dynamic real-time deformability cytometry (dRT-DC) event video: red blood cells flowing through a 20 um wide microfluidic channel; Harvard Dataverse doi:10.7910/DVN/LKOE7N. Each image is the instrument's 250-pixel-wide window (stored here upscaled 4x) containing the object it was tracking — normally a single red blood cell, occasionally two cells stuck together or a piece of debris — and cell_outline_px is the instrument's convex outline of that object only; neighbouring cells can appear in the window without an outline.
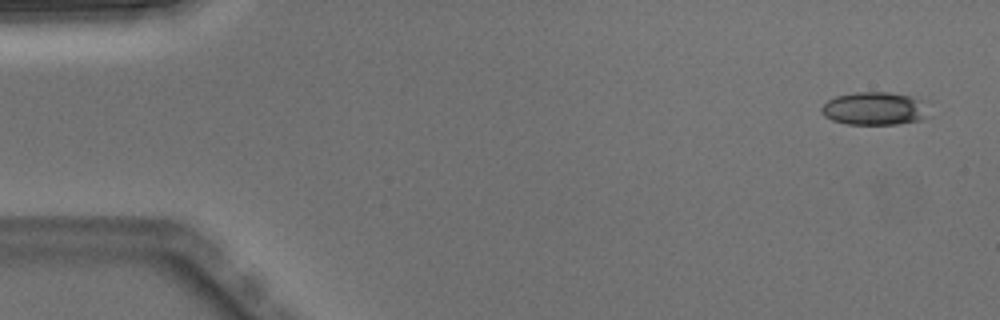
{"species": "Egyptian fruit bat (a non-hibernating species)", "species_latin": "Rousettus aegyptiacus", "temperature_condition": "warm", "stored_images_in_passage": 3, "camera_frame_rate_fps": 3000, "um_per_image_px": 0.085, "animal": {"sex": "male"}, "frame": {"image": 1, "passage_image": 1, "time_ms": 0.0, "image_size_px": [1000, 320], "cell_outline_px": [[932, 116], [924, 120], [896, 124], [848, 124], [832, 120], [824, 116], [820, 112], [820, 108], [828, 100], [836, 96], [856, 92], [892, 92], [908, 96], [920, 100]], "centroid_in_image_um": [74.35, 9.24], "position_along_channel_um": 10.7, "area_um2": 20.81}}